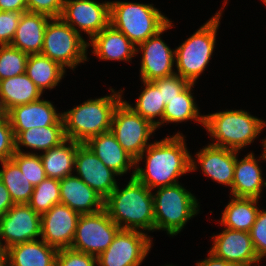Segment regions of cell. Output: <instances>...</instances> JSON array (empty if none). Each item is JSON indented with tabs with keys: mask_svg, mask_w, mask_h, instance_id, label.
I'll return each instance as SVG.
<instances>
[{
	"mask_svg": "<svg viewBox=\"0 0 266 266\" xmlns=\"http://www.w3.org/2000/svg\"><path fill=\"white\" fill-rule=\"evenodd\" d=\"M0 11L27 12V0H0Z\"/></svg>",
	"mask_w": 266,
	"mask_h": 266,
	"instance_id": "obj_43",
	"label": "cell"
},
{
	"mask_svg": "<svg viewBox=\"0 0 266 266\" xmlns=\"http://www.w3.org/2000/svg\"><path fill=\"white\" fill-rule=\"evenodd\" d=\"M88 42L61 18H51L46 25L41 55L49 57L64 69L72 70L87 60Z\"/></svg>",
	"mask_w": 266,
	"mask_h": 266,
	"instance_id": "obj_8",
	"label": "cell"
},
{
	"mask_svg": "<svg viewBox=\"0 0 266 266\" xmlns=\"http://www.w3.org/2000/svg\"><path fill=\"white\" fill-rule=\"evenodd\" d=\"M24 12L0 11V46L10 45Z\"/></svg>",
	"mask_w": 266,
	"mask_h": 266,
	"instance_id": "obj_40",
	"label": "cell"
},
{
	"mask_svg": "<svg viewBox=\"0 0 266 266\" xmlns=\"http://www.w3.org/2000/svg\"><path fill=\"white\" fill-rule=\"evenodd\" d=\"M97 257L71 248L59 249L55 266H95Z\"/></svg>",
	"mask_w": 266,
	"mask_h": 266,
	"instance_id": "obj_37",
	"label": "cell"
},
{
	"mask_svg": "<svg viewBox=\"0 0 266 266\" xmlns=\"http://www.w3.org/2000/svg\"><path fill=\"white\" fill-rule=\"evenodd\" d=\"M144 153L147 155L146 169L138 166L133 175L150 190L177 184V177L197 169V163L189 154L184 137L179 132L172 137L150 143L135 164L143 159Z\"/></svg>",
	"mask_w": 266,
	"mask_h": 266,
	"instance_id": "obj_1",
	"label": "cell"
},
{
	"mask_svg": "<svg viewBox=\"0 0 266 266\" xmlns=\"http://www.w3.org/2000/svg\"><path fill=\"white\" fill-rule=\"evenodd\" d=\"M157 189L156 194H152L154 230H166L167 234L176 235L199 211L197 200L179 183Z\"/></svg>",
	"mask_w": 266,
	"mask_h": 266,
	"instance_id": "obj_6",
	"label": "cell"
},
{
	"mask_svg": "<svg viewBox=\"0 0 266 266\" xmlns=\"http://www.w3.org/2000/svg\"><path fill=\"white\" fill-rule=\"evenodd\" d=\"M155 130V126L134 112L123 100L115 108L111 132L135 161L150 145L147 142Z\"/></svg>",
	"mask_w": 266,
	"mask_h": 266,
	"instance_id": "obj_10",
	"label": "cell"
},
{
	"mask_svg": "<svg viewBox=\"0 0 266 266\" xmlns=\"http://www.w3.org/2000/svg\"><path fill=\"white\" fill-rule=\"evenodd\" d=\"M0 180L10 193L14 204H28L30 202L34 186L23 175L18 165L12 160L1 162Z\"/></svg>",
	"mask_w": 266,
	"mask_h": 266,
	"instance_id": "obj_31",
	"label": "cell"
},
{
	"mask_svg": "<svg viewBox=\"0 0 266 266\" xmlns=\"http://www.w3.org/2000/svg\"><path fill=\"white\" fill-rule=\"evenodd\" d=\"M8 118L14 137L33 127L63 125L62 114L56 113L50 101L42 99L13 107L8 111Z\"/></svg>",
	"mask_w": 266,
	"mask_h": 266,
	"instance_id": "obj_17",
	"label": "cell"
},
{
	"mask_svg": "<svg viewBox=\"0 0 266 266\" xmlns=\"http://www.w3.org/2000/svg\"><path fill=\"white\" fill-rule=\"evenodd\" d=\"M221 11L201 26L191 37L175 49L178 74L189 83H195L212 56Z\"/></svg>",
	"mask_w": 266,
	"mask_h": 266,
	"instance_id": "obj_7",
	"label": "cell"
},
{
	"mask_svg": "<svg viewBox=\"0 0 266 266\" xmlns=\"http://www.w3.org/2000/svg\"><path fill=\"white\" fill-rule=\"evenodd\" d=\"M263 146H264V152L261 156V158L265 159L266 160V139L263 141Z\"/></svg>",
	"mask_w": 266,
	"mask_h": 266,
	"instance_id": "obj_47",
	"label": "cell"
},
{
	"mask_svg": "<svg viewBox=\"0 0 266 266\" xmlns=\"http://www.w3.org/2000/svg\"><path fill=\"white\" fill-rule=\"evenodd\" d=\"M266 123L244 110H226L204 115V127L217 142L213 146L240 150L252 143Z\"/></svg>",
	"mask_w": 266,
	"mask_h": 266,
	"instance_id": "obj_4",
	"label": "cell"
},
{
	"mask_svg": "<svg viewBox=\"0 0 266 266\" xmlns=\"http://www.w3.org/2000/svg\"><path fill=\"white\" fill-rule=\"evenodd\" d=\"M50 19L41 13H22L10 45L28 55L41 54L46 25Z\"/></svg>",
	"mask_w": 266,
	"mask_h": 266,
	"instance_id": "obj_22",
	"label": "cell"
},
{
	"mask_svg": "<svg viewBox=\"0 0 266 266\" xmlns=\"http://www.w3.org/2000/svg\"><path fill=\"white\" fill-rule=\"evenodd\" d=\"M65 69L49 57L41 54L29 55L26 74L42 91L54 88L62 79Z\"/></svg>",
	"mask_w": 266,
	"mask_h": 266,
	"instance_id": "obj_30",
	"label": "cell"
},
{
	"mask_svg": "<svg viewBox=\"0 0 266 266\" xmlns=\"http://www.w3.org/2000/svg\"><path fill=\"white\" fill-rule=\"evenodd\" d=\"M258 258L266 256V210H259L256 221L249 231Z\"/></svg>",
	"mask_w": 266,
	"mask_h": 266,
	"instance_id": "obj_38",
	"label": "cell"
},
{
	"mask_svg": "<svg viewBox=\"0 0 266 266\" xmlns=\"http://www.w3.org/2000/svg\"><path fill=\"white\" fill-rule=\"evenodd\" d=\"M64 125L33 127L21 131L15 137V151L22 152L20 146L48 151L66 140Z\"/></svg>",
	"mask_w": 266,
	"mask_h": 266,
	"instance_id": "obj_29",
	"label": "cell"
},
{
	"mask_svg": "<svg viewBox=\"0 0 266 266\" xmlns=\"http://www.w3.org/2000/svg\"><path fill=\"white\" fill-rule=\"evenodd\" d=\"M120 229L104 208L95 213L82 214L70 248L97 257L108 248Z\"/></svg>",
	"mask_w": 266,
	"mask_h": 266,
	"instance_id": "obj_9",
	"label": "cell"
},
{
	"mask_svg": "<svg viewBox=\"0 0 266 266\" xmlns=\"http://www.w3.org/2000/svg\"><path fill=\"white\" fill-rule=\"evenodd\" d=\"M8 117V111L6 110L4 103L0 96V119L7 118Z\"/></svg>",
	"mask_w": 266,
	"mask_h": 266,
	"instance_id": "obj_46",
	"label": "cell"
},
{
	"mask_svg": "<svg viewBox=\"0 0 266 266\" xmlns=\"http://www.w3.org/2000/svg\"><path fill=\"white\" fill-rule=\"evenodd\" d=\"M42 91L26 73L0 80V96L7 111L40 99Z\"/></svg>",
	"mask_w": 266,
	"mask_h": 266,
	"instance_id": "obj_26",
	"label": "cell"
},
{
	"mask_svg": "<svg viewBox=\"0 0 266 266\" xmlns=\"http://www.w3.org/2000/svg\"><path fill=\"white\" fill-rule=\"evenodd\" d=\"M58 249L41 239L19 243L4 251L8 266H55Z\"/></svg>",
	"mask_w": 266,
	"mask_h": 266,
	"instance_id": "obj_21",
	"label": "cell"
},
{
	"mask_svg": "<svg viewBox=\"0 0 266 266\" xmlns=\"http://www.w3.org/2000/svg\"><path fill=\"white\" fill-rule=\"evenodd\" d=\"M11 159L34 187L47 178L40 155L16 151Z\"/></svg>",
	"mask_w": 266,
	"mask_h": 266,
	"instance_id": "obj_36",
	"label": "cell"
},
{
	"mask_svg": "<svg viewBox=\"0 0 266 266\" xmlns=\"http://www.w3.org/2000/svg\"><path fill=\"white\" fill-rule=\"evenodd\" d=\"M0 266H5V262L1 263Z\"/></svg>",
	"mask_w": 266,
	"mask_h": 266,
	"instance_id": "obj_49",
	"label": "cell"
},
{
	"mask_svg": "<svg viewBox=\"0 0 266 266\" xmlns=\"http://www.w3.org/2000/svg\"><path fill=\"white\" fill-rule=\"evenodd\" d=\"M14 205L10 193L0 180V218Z\"/></svg>",
	"mask_w": 266,
	"mask_h": 266,
	"instance_id": "obj_44",
	"label": "cell"
},
{
	"mask_svg": "<svg viewBox=\"0 0 266 266\" xmlns=\"http://www.w3.org/2000/svg\"><path fill=\"white\" fill-rule=\"evenodd\" d=\"M80 144L71 139H66L60 145L40 155L47 178L61 180L72 175L76 150Z\"/></svg>",
	"mask_w": 266,
	"mask_h": 266,
	"instance_id": "obj_27",
	"label": "cell"
},
{
	"mask_svg": "<svg viewBox=\"0 0 266 266\" xmlns=\"http://www.w3.org/2000/svg\"><path fill=\"white\" fill-rule=\"evenodd\" d=\"M171 23L170 21L161 31L138 45L140 48H137V53L138 50L143 53L140 68L142 81H153L175 74V50L172 51L160 38L161 33L172 27Z\"/></svg>",
	"mask_w": 266,
	"mask_h": 266,
	"instance_id": "obj_14",
	"label": "cell"
},
{
	"mask_svg": "<svg viewBox=\"0 0 266 266\" xmlns=\"http://www.w3.org/2000/svg\"><path fill=\"white\" fill-rule=\"evenodd\" d=\"M85 144L118 175H123L132 166H136L135 160L122 148L111 131L92 137Z\"/></svg>",
	"mask_w": 266,
	"mask_h": 266,
	"instance_id": "obj_24",
	"label": "cell"
},
{
	"mask_svg": "<svg viewBox=\"0 0 266 266\" xmlns=\"http://www.w3.org/2000/svg\"><path fill=\"white\" fill-rule=\"evenodd\" d=\"M80 214L62 203L41 215V237L55 248H70Z\"/></svg>",
	"mask_w": 266,
	"mask_h": 266,
	"instance_id": "obj_16",
	"label": "cell"
},
{
	"mask_svg": "<svg viewBox=\"0 0 266 266\" xmlns=\"http://www.w3.org/2000/svg\"><path fill=\"white\" fill-rule=\"evenodd\" d=\"M146 86L137 99L135 107L124 101L134 112L148 120L156 128L163 124V112L165 103L163 101L162 90L152 81H142ZM160 117L161 121H155V117Z\"/></svg>",
	"mask_w": 266,
	"mask_h": 266,
	"instance_id": "obj_33",
	"label": "cell"
},
{
	"mask_svg": "<svg viewBox=\"0 0 266 266\" xmlns=\"http://www.w3.org/2000/svg\"><path fill=\"white\" fill-rule=\"evenodd\" d=\"M59 182L60 203L80 215L95 213L104 208V199L79 177L71 175Z\"/></svg>",
	"mask_w": 266,
	"mask_h": 266,
	"instance_id": "obj_19",
	"label": "cell"
},
{
	"mask_svg": "<svg viewBox=\"0 0 266 266\" xmlns=\"http://www.w3.org/2000/svg\"><path fill=\"white\" fill-rule=\"evenodd\" d=\"M110 96L90 99L83 104L62 113L65 136L85 144L90 138L111 131L115 108L122 101L121 90Z\"/></svg>",
	"mask_w": 266,
	"mask_h": 266,
	"instance_id": "obj_3",
	"label": "cell"
},
{
	"mask_svg": "<svg viewBox=\"0 0 266 266\" xmlns=\"http://www.w3.org/2000/svg\"><path fill=\"white\" fill-rule=\"evenodd\" d=\"M170 21L152 4L110 2V24L138 46Z\"/></svg>",
	"mask_w": 266,
	"mask_h": 266,
	"instance_id": "obj_5",
	"label": "cell"
},
{
	"mask_svg": "<svg viewBox=\"0 0 266 266\" xmlns=\"http://www.w3.org/2000/svg\"><path fill=\"white\" fill-rule=\"evenodd\" d=\"M74 169L77 177L104 200L117 187L114 176L118 174L108 168L86 144H80L77 147Z\"/></svg>",
	"mask_w": 266,
	"mask_h": 266,
	"instance_id": "obj_15",
	"label": "cell"
},
{
	"mask_svg": "<svg viewBox=\"0 0 266 266\" xmlns=\"http://www.w3.org/2000/svg\"><path fill=\"white\" fill-rule=\"evenodd\" d=\"M238 151L209 144L197 153L201 170L218 183L230 186L234 179V167Z\"/></svg>",
	"mask_w": 266,
	"mask_h": 266,
	"instance_id": "obj_20",
	"label": "cell"
},
{
	"mask_svg": "<svg viewBox=\"0 0 266 266\" xmlns=\"http://www.w3.org/2000/svg\"><path fill=\"white\" fill-rule=\"evenodd\" d=\"M152 194L154 193L132 174L125 188L121 190L117 185L104 200V209L121 229L152 231L154 230Z\"/></svg>",
	"mask_w": 266,
	"mask_h": 266,
	"instance_id": "obj_2",
	"label": "cell"
},
{
	"mask_svg": "<svg viewBox=\"0 0 266 266\" xmlns=\"http://www.w3.org/2000/svg\"><path fill=\"white\" fill-rule=\"evenodd\" d=\"M41 236V215L28 204H14L0 218V246L3 251L10 246L35 241ZM4 239V245L1 240Z\"/></svg>",
	"mask_w": 266,
	"mask_h": 266,
	"instance_id": "obj_12",
	"label": "cell"
},
{
	"mask_svg": "<svg viewBox=\"0 0 266 266\" xmlns=\"http://www.w3.org/2000/svg\"><path fill=\"white\" fill-rule=\"evenodd\" d=\"M160 90H162L163 101L165 105L190 83L178 74L169 77L159 78L152 81Z\"/></svg>",
	"mask_w": 266,
	"mask_h": 266,
	"instance_id": "obj_39",
	"label": "cell"
},
{
	"mask_svg": "<svg viewBox=\"0 0 266 266\" xmlns=\"http://www.w3.org/2000/svg\"><path fill=\"white\" fill-rule=\"evenodd\" d=\"M88 43L93 52L102 60H126L137 53V47L122 32L111 24L95 35Z\"/></svg>",
	"mask_w": 266,
	"mask_h": 266,
	"instance_id": "obj_23",
	"label": "cell"
},
{
	"mask_svg": "<svg viewBox=\"0 0 266 266\" xmlns=\"http://www.w3.org/2000/svg\"><path fill=\"white\" fill-rule=\"evenodd\" d=\"M64 0H27L28 12L41 13L51 18H60Z\"/></svg>",
	"mask_w": 266,
	"mask_h": 266,
	"instance_id": "obj_42",
	"label": "cell"
},
{
	"mask_svg": "<svg viewBox=\"0 0 266 266\" xmlns=\"http://www.w3.org/2000/svg\"><path fill=\"white\" fill-rule=\"evenodd\" d=\"M192 86L194 83H190L176 97L168 101L163 112V123L192 119L204 125V116H200L191 93Z\"/></svg>",
	"mask_w": 266,
	"mask_h": 266,
	"instance_id": "obj_32",
	"label": "cell"
},
{
	"mask_svg": "<svg viewBox=\"0 0 266 266\" xmlns=\"http://www.w3.org/2000/svg\"><path fill=\"white\" fill-rule=\"evenodd\" d=\"M4 262V251L2 250L0 246V264Z\"/></svg>",
	"mask_w": 266,
	"mask_h": 266,
	"instance_id": "obj_48",
	"label": "cell"
},
{
	"mask_svg": "<svg viewBox=\"0 0 266 266\" xmlns=\"http://www.w3.org/2000/svg\"><path fill=\"white\" fill-rule=\"evenodd\" d=\"M15 137L9 118L0 119V162L15 154Z\"/></svg>",
	"mask_w": 266,
	"mask_h": 266,
	"instance_id": "obj_41",
	"label": "cell"
},
{
	"mask_svg": "<svg viewBox=\"0 0 266 266\" xmlns=\"http://www.w3.org/2000/svg\"><path fill=\"white\" fill-rule=\"evenodd\" d=\"M213 239L214 244L209 252L220 259L239 262L244 266L260 261L248 232L225 228L222 233L213 236Z\"/></svg>",
	"mask_w": 266,
	"mask_h": 266,
	"instance_id": "obj_18",
	"label": "cell"
},
{
	"mask_svg": "<svg viewBox=\"0 0 266 266\" xmlns=\"http://www.w3.org/2000/svg\"><path fill=\"white\" fill-rule=\"evenodd\" d=\"M151 239L138 230L120 229L108 248L97 256L99 266H139L151 249Z\"/></svg>",
	"mask_w": 266,
	"mask_h": 266,
	"instance_id": "obj_11",
	"label": "cell"
},
{
	"mask_svg": "<svg viewBox=\"0 0 266 266\" xmlns=\"http://www.w3.org/2000/svg\"><path fill=\"white\" fill-rule=\"evenodd\" d=\"M58 203H60V182L57 179L46 178L34 187L28 205L42 215Z\"/></svg>",
	"mask_w": 266,
	"mask_h": 266,
	"instance_id": "obj_34",
	"label": "cell"
},
{
	"mask_svg": "<svg viewBox=\"0 0 266 266\" xmlns=\"http://www.w3.org/2000/svg\"><path fill=\"white\" fill-rule=\"evenodd\" d=\"M60 18L79 34L82 30L92 39L110 24V2L64 0Z\"/></svg>",
	"mask_w": 266,
	"mask_h": 266,
	"instance_id": "obj_13",
	"label": "cell"
},
{
	"mask_svg": "<svg viewBox=\"0 0 266 266\" xmlns=\"http://www.w3.org/2000/svg\"><path fill=\"white\" fill-rule=\"evenodd\" d=\"M258 162L253 153H249L241 160H238L236 156L234 179L231 188L233 196L260 198L262 186H266V181L262 179V172L257 164Z\"/></svg>",
	"mask_w": 266,
	"mask_h": 266,
	"instance_id": "obj_25",
	"label": "cell"
},
{
	"mask_svg": "<svg viewBox=\"0 0 266 266\" xmlns=\"http://www.w3.org/2000/svg\"><path fill=\"white\" fill-rule=\"evenodd\" d=\"M257 202L256 198L234 196L223 211L221 225L230 230L249 233L259 212V208L256 207Z\"/></svg>",
	"mask_w": 266,
	"mask_h": 266,
	"instance_id": "obj_28",
	"label": "cell"
},
{
	"mask_svg": "<svg viewBox=\"0 0 266 266\" xmlns=\"http://www.w3.org/2000/svg\"><path fill=\"white\" fill-rule=\"evenodd\" d=\"M29 55L11 45L0 47V80L26 73Z\"/></svg>",
	"mask_w": 266,
	"mask_h": 266,
	"instance_id": "obj_35",
	"label": "cell"
},
{
	"mask_svg": "<svg viewBox=\"0 0 266 266\" xmlns=\"http://www.w3.org/2000/svg\"><path fill=\"white\" fill-rule=\"evenodd\" d=\"M208 255L209 257L207 259L198 262L196 266H244L239 262H233V261L231 262L220 259L214 256L211 252H209Z\"/></svg>",
	"mask_w": 266,
	"mask_h": 266,
	"instance_id": "obj_45",
	"label": "cell"
}]
</instances>
